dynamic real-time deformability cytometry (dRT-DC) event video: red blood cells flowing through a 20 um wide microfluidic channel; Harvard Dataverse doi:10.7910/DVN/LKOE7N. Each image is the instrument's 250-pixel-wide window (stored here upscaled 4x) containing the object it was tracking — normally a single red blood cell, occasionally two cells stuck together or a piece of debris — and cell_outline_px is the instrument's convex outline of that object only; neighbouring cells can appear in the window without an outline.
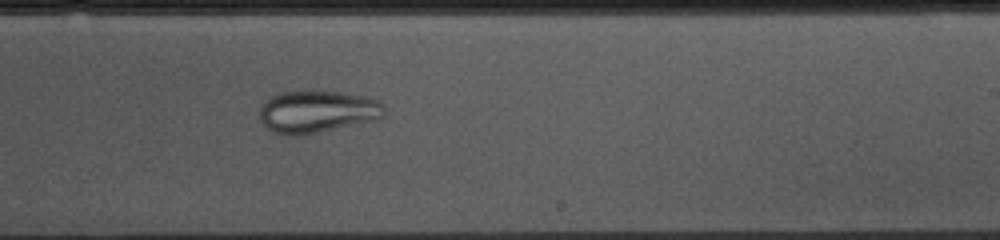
{"species": "common noctule bat (a hibernating species)", "species_latin": "Nyctalus noctula", "temperature_condition": "cold", "stored_images_in_passage": 53, "camera_frame_rate_fps": 3000, "um_per_image_px": 0.085, "animal": {"sex": "female", "body_mass_g": 10.0, "forearm_length_mm": 53.1}, "frame": {"image": 1, "passage_image": 31, "time_ms": 10.0, "image_size_px": [1000, 240], "cell_outline_px": [[384, 116], [376, 120], [316, 132], [292, 136], [272, 132], [260, 120], [260, 104], [272, 96], [280, 92], [340, 92], [368, 96], [380, 100], [384, 104]], "centroid_in_image_um": [26.99, 9.48], "position_along_channel_um": 262.0, "area_um2": 30.52}}
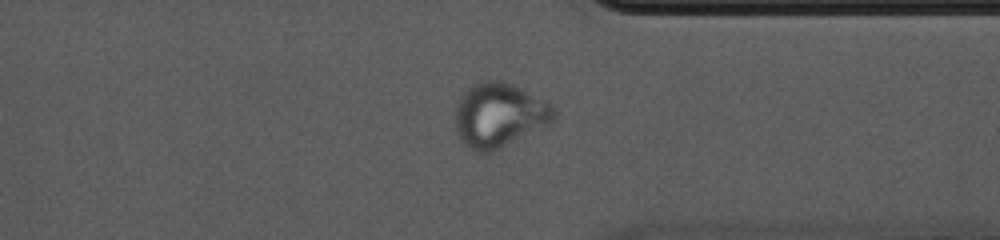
{"frame": {"image": 2, "passage_image": 40, "time_ms": 13.0, "image_size_px": [1000, 240], "cell_outline_px": [[556, 120], [492, 152], [476, 152], [468, 148], [460, 140], [456, 132], [456, 108], [460, 96], [472, 84], [480, 80], [500, 80], [512, 84], [552, 104], [556, 108]], "centroid_in_image_um": [42.42, 9.77], "position_along_channel_um": 369.0, "area_um2": 36.99}}
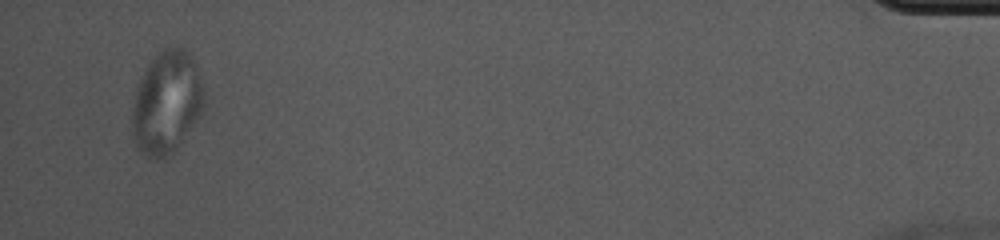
{"frame": {"image": 3, "passage_image": 51, "time_ms": 16.667, "image_size_px": [1000, 240], "cell_outline_px": [[204, 104], [200, 112], [180, 140], [160, 160], [152, 160], [136, 144], [132, 128], [132, 112], [136, 88], [140, 76], [148, 64], [164, 48], [184, 48], [196, 60], [204, 92]], "centroid_in_image_um": [14.15, 8.63], "position_along_channel_um": 421.1, "area_um2": 41.96}}